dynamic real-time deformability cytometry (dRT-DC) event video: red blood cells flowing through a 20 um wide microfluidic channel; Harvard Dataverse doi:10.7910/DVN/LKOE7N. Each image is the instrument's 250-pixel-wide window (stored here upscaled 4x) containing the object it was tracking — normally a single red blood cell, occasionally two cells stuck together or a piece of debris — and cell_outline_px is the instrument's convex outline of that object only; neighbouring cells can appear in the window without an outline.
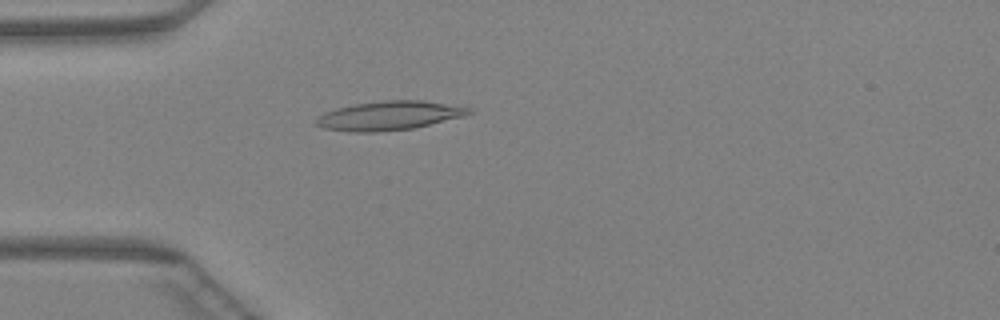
{"species": "Egyptian fruit bat (a non-hibernating species)", "species_latin": "Rousettus aegyptiacus", "temperature_condition": "warm", "stored_images_in_passage": 46, "camera_frame_rate_fps": 3000, "um_per_image_px": 0.085, "animal": {"sex": "female"}, "frame": {"image": 1, "passage_image": 14, "time_ms": 4.333, "image_size_px": [1000, 320], "cell_outline_px": [[464, 112], [456, 116], [428, 124], [408, 128], [332, 128], [320, 124], [324, 116], [332, 112], [344, 108], [360, 104], [400, 100], [404, 100], [436, 104], [456, 108]], "centroid_in_image_um": [33.07, 9.79], "position_along_channel_um": 51.9, "area_um2": 20.81}}
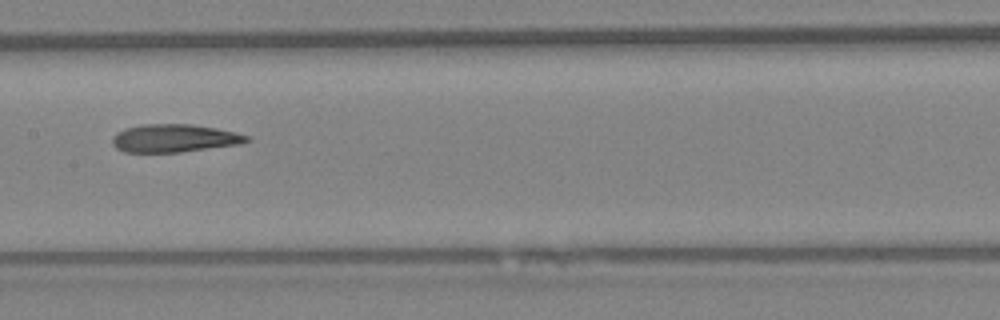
{"frame": {"image": 2, "passage_image": 24, "time_ms": 7.667, "image_size_px": [1000, 320], "cell_outline_px": [[248, 140], [232, 144], [176, 152], [128, 152], [120, 148], [112, 140], [120, 132], [128, 128], [160, 124], [184, 124], [212, 128], [244, 136]], "centroid_in_image_um": [14.73, 11.76], "position_along_channel_um": 192.7, "area_um2": 20.0}}
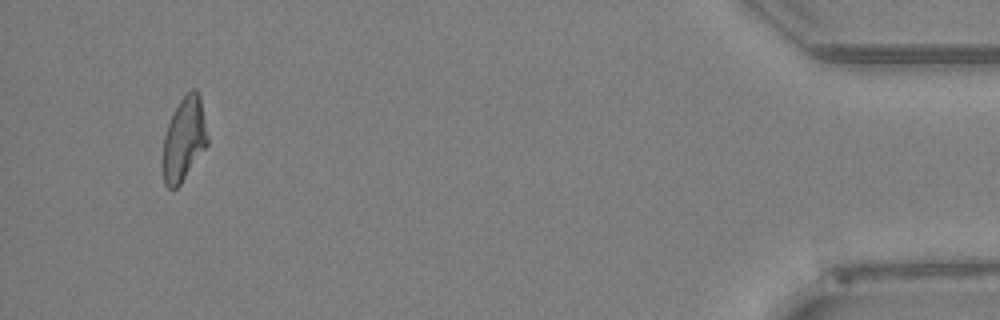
{"frame": {"image": 3, "passage_image": 44, "time_ms": 14.333, "image_size_px": [1000, 320], "cell_outline_px": [[208, 144], [180, 184], [176, 188], [168, 188], [164, 180], [164, 140], [172, 116], [180, 100], [188, 92], [196, 92], [200, 100], [208, 140]], "centroid_in_image_um": [15.65, 11.88], "position_along_channel_um": 419.5, "area_um2": 20.52}}